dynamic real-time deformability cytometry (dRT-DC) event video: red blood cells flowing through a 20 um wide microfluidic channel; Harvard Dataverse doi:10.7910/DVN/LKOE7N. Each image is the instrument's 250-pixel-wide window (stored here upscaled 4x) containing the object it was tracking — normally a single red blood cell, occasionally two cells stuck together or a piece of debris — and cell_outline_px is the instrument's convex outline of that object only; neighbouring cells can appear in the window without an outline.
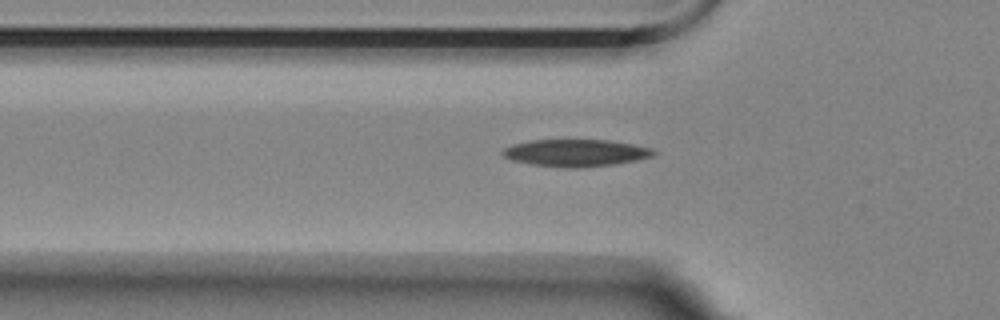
{"species": "Egyptian fruit bat (a non-hibernating species)", "species_latin": "Rousettus aegyptiacus", "temperature_condition": "room temperature", "stored_images_in_passage": 42, "camera_frame_rate_fps": 3000, "um_per_image_px": 0.085, "animal": {"sex": "female"}, "frame": {"image": 1, "passage_image": 3, "time_ms": 0.667, "image_size_px": [1000, 320], "cell_outline_px": [[656, 152], [652, 156], [636, 160], [612, 164], [584, 168], [564, 168], [532, 164], [512, 160], [504, 156], [500, 152], [504, 148], [512, 144], [532, 140], [608, 140], [632, 144], [652, 148]], "centroid_in_image_um": [48.91, 13.0], "position_along_channel_um": 76.9, "area_um2": 23.81}}
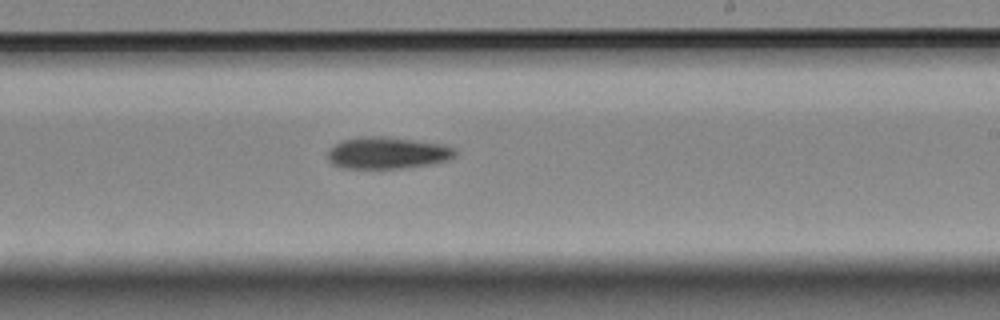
{"frame": {"image": 2, "passage_image": 18, "time_ms": 5.667, "image_size_px": [1000, 320], "cell_outline_px": [[456, 156], [448, 160], [432, 164], [404, 168], [340, 168], [332, 164], [328, 160], [328, 152], [340, 140], [368, 136], [380, 136], [444, 144], [456, 148]], "centroid_in_image_um": [32.95, 13.01], "position_along_channel_um": 256.0, "area_um2": 23.64}}
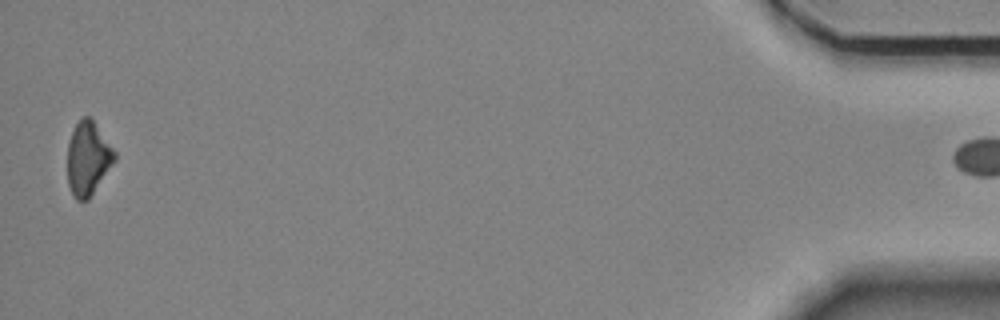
{"frame": {"image": 3, "passage_image": 40, "time_ms": 13.0, "image_size_px": [1000, 320], "cell_outline_px": [[116, 160], [88, 200], [76, 200], [72, 196], [68, 184], [68, 144], [72, 132], [76, 124], [84, 116], [88, 116], [92, 120], [116, 152]], "centroid_in_image_um": [7.48, 13.51], "position_along_channel_um": 427.7, "area_um2": 20.0}, "authors_computed_cell_mechanics": {"area_um2": 22.9466, "velocity_mm_per_s": 3.5634, "shape_relaxation_time_tau1_ms": 5.0052, "shape_relaxation_time_tau2_ms": null, "deformation_change_tau1": 0.1153, "deformation_change_tau2": null}}